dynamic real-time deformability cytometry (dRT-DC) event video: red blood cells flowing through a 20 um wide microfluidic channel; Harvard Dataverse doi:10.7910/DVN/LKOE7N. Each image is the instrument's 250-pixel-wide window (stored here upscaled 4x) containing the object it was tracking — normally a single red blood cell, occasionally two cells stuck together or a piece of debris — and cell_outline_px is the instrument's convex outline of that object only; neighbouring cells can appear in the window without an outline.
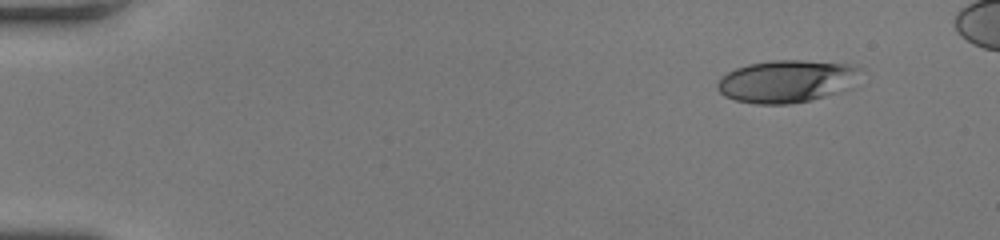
{"species": "human", "species_latin": "Homo sapiens", "temperature_condition": "room temperature", "stored_images_in_passage": 46, "camera_frame_rate_fps": 3000, "um_per_image_px": 0.085, "donor": {"sex": "female"}, "frame": {"image": 1, "passage_image": 1, "time_ms": 0.0, "image_size_px": [1000, 240], "cell_outline_px": [[860, 68], [832, 92], [824, 96], [808, 100], [788, 104], [756, 104], [736, 100], [724, 96], [716, 88], [716, 84], [728, 72], [736, 68], [748, 64], [772, 60], [804, 60], [848, 64]], "centroid_in_image_um": [66.63, 6.89], "position_along_channel_um": 18.4, "area_um2": 33.7}}
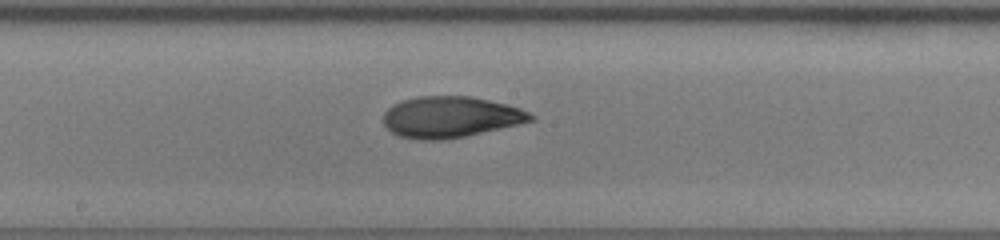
{"frame": {"image": 2, "passage_image": 24, "time_ms": 7.667, "image_size_px": [1000, 240], "cell_outline_px": [[536, 120], [464, 136], [444, 140], [420, 140], [400, 136], [392, 132], [384, 124], [384, 112], [392, 104], [404, 100], [420, 96], [468, 96], [508, 104], [520, 108], [536, 116]], "centroid_in_image_um": [38.3, 9.94], "position_along_channel_um": 209.9, "area_um2": 35.14}}
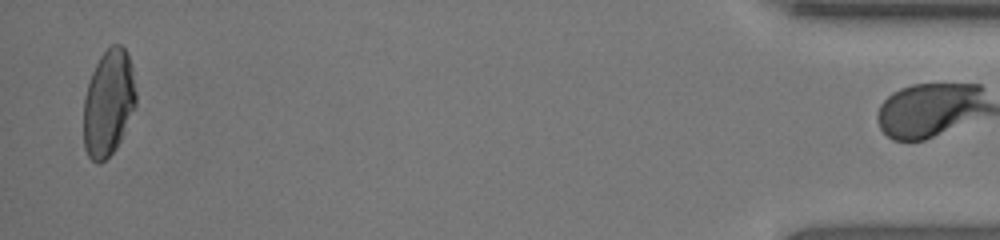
{"frame": {"image": 3, "passage_image": 45, "time_ms": 14.667, "image_size_px": [1000, 240], "cell_outline_px": [[136, 108], [116, 148], [100, 164], [96, 164], [88, 156], [84, 148], [84, 96], [92, 72], [100, 56], [112, 44], [120, 44], [128, 52], [136, 92]], "centroid_in_image_um": [9.22, 8.76], "position_along_channel_um": 426.0, "area_um2": 32.54}, "authors_computed_cell_mechanics": {"area_um2": 34.5644, "velocity_mm_per_s": 4.2587, "shape_relaxation_time_tau1_ms": 7.6248, "shape_relaxation_time_tau2_ms": 2.1183, "deformation_change_tau1": 0.2561, "deformation_change_tau2": 0.0765}}